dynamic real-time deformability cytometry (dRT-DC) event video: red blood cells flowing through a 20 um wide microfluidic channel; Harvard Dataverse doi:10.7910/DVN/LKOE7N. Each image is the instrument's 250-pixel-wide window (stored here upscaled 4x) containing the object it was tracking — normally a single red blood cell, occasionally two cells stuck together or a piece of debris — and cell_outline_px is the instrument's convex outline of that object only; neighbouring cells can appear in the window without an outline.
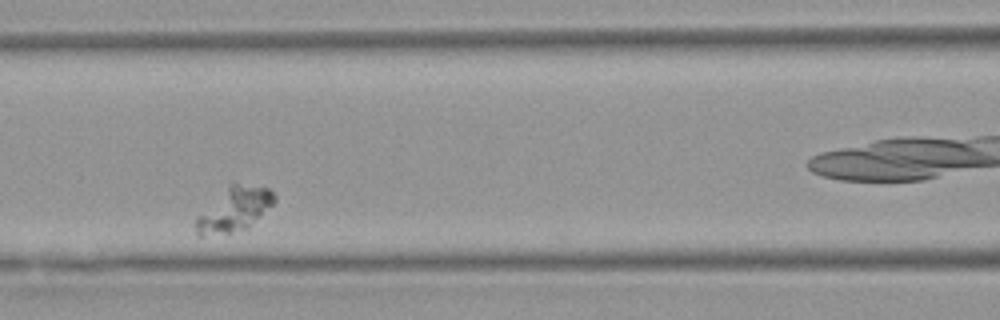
{"species": "Egyptian fruit bat (a non-hibernating species)", "species_latin": "Rousettus aegyptiacus", "temperature_condition": "warm", "stored_images_in_passage": 8, "camera_frame_rate_fps": 3000, "um_per_image_px": 0.085, "animal": {"sex": "female"}, "frame": {"image": 1, "passage_image": 5, "time_ms": 4.667, "image_size_px": [1000, 320], "cell_outline_px": [[276, 200], [248, 228], [232, 232], [200, 236], [196, 232], [196, 216], [232, 180], [268, 188], [276, 196]], "centroid_in_image_um": [19.9, 17.75], "position_along_channel_um": 146.7, "area_um2": 20.29}}